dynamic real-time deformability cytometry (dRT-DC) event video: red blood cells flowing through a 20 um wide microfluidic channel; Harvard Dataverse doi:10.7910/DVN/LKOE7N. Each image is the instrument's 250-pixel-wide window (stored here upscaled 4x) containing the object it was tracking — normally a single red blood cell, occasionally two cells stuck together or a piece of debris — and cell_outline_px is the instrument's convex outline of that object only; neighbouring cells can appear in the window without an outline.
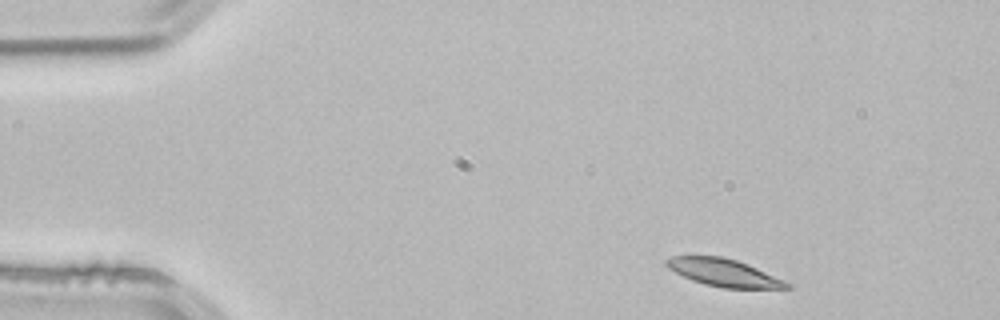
{"species": "common noctule bat (a hibernating species)", "species_latin": "Nyctalus noctula", "temperature_condition": "room temperature", "stored_images_in_passage": 2, "camera_frame_rate_fps": 3000, "um_per_image_px": 0.085, "animal": {"sex": "male", "body_mass_g": 21.5, "forearm_length_mm": 52.0}, "frame": {"image": 1, "passage_image": 1, "time_ms": 0.0, "image_size_px": [1000, 320], "cell_outline_px": [[792, 288], [724, 288], [704, 284], [692, 280], [668, 268], [664, 264], [664, 260], [672, 256], [720, 256], [736, 260], [748, 264], [784, 280], [792, 284]], "centroid_in_image_um": [61.52, 23.17], "position_along_channel_um": 23.5, "area_um2": 19.19}}